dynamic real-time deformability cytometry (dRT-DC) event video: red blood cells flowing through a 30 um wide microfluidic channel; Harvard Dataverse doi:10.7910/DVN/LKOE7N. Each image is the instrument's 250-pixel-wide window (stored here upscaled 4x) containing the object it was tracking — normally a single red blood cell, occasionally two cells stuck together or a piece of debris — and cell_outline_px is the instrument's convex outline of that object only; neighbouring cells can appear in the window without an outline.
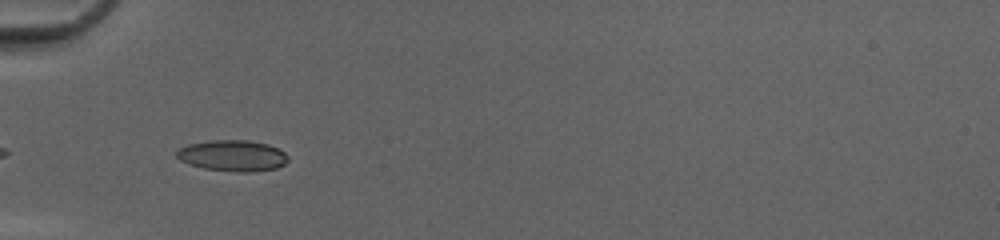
{"species": "common noctule bat (a hibernating species)", "species_latin": "Nyctalus noctula", "temperature_condition": "cold", "stored_images_in_passage": 4, "camera_frame_rate_fps": 3000, "um_per_image_px": 0.085, "animal": {"sex": "female", "body_mass_g": 20.0, "forearm_length_mm": 54.0}, "frame": {"image": 1, "passage_image": 2, "time_ms": 0.333, "image_size_px": [1000, 240], "cell_outline_px": [[288, 160], [284, 164], [276, 168], [248, 172], [236, 172], [204, 168], [188, 164], [180, 160], [176, 156], [176, 148], [188, 144], [208, 140], [248, 140], [268, 144], [280, 148], [288, 156]], "centroid_in_image_um": [19.75, 13.22], "position_along_channel_um": 65.3, "area_um2": 20.4}}